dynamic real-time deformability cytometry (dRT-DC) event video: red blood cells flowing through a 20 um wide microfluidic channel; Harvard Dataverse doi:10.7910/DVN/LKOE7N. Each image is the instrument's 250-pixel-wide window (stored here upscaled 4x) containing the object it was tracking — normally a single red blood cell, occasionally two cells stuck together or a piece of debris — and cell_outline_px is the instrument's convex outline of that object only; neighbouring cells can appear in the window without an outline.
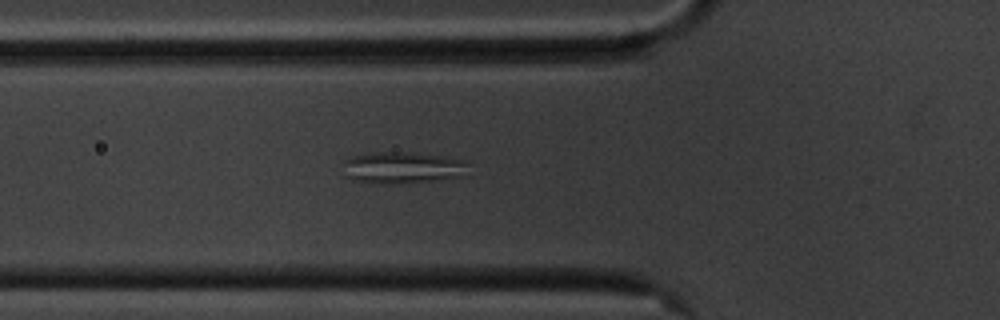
{"species": "common noctule bat (a hibernating species)", "species_latin": "Nyctalus noctula", "temperature_condition": "cold", "stored_images_in_passage": 56, "camera_frame_rate_fps": 3000, "um_per_image_px": 0.085, "animal": {"sex": "male", "body_mass_g": 20.1, "forearm_length_mm": 53.5}, "frame": {"image": 1, "passage_image": 19, "time_ms": 6.0, "image_size_px": [1000, 320], "cell_outline_px": [[468, 160], [464, 176], [432, 180], [392, 184], [380, 184], [356, 180], [344, 176], [344, 160], [352, 156], [372, 152], [412, 152], [444, 156]], "centroid_in_image_um": [34.2, 14.23], "position_along_channel_um": 91.6, "area_um2": 23.24}}
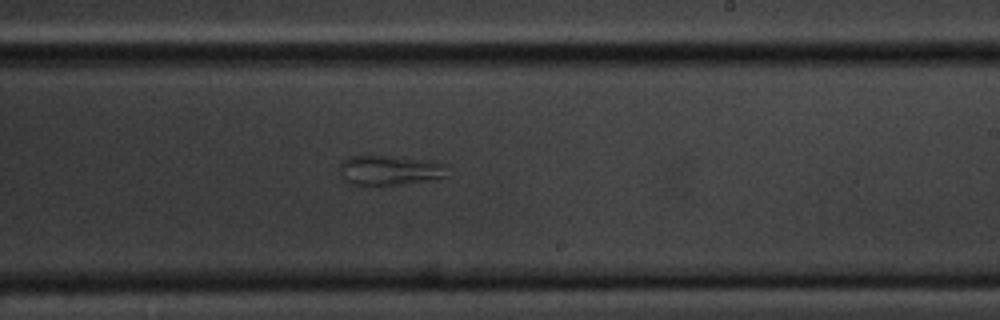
{"frame": {"image": 2, "passage_image": 33, "time_ms": 10.667, "image_size_px": [1000, 320], "cell_outline_px": [[448, 164], [444, 176], [428, 180], [396, 184], [348, 184], [344, 180], [340, 172], [340, 160], [348, 156], [384, 156], [436, 160]], "centroid_in_image_um": [33.1, 14.44], "position_along_channel_um": 255.9, "area_um2": 18.61}}
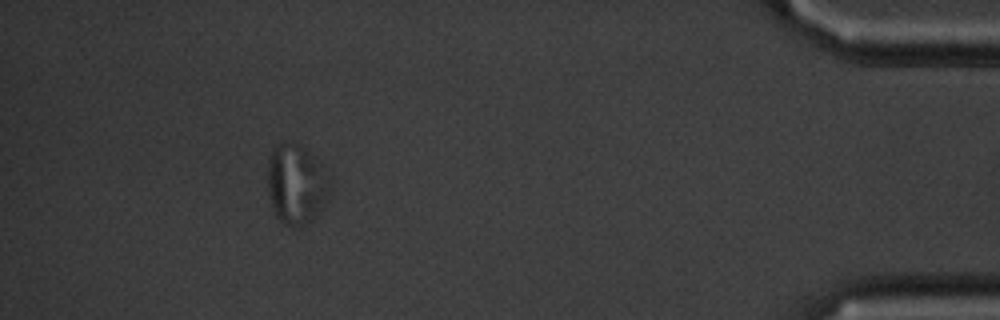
{"frame": {"image": 3, "passage_image": 51, "time_ms": 16.667, "image_size_px": [1000, 320], "cell_outline_px": [[320, 208], [308, 220], [292, 228], [280, 220], [276, 216], [268, 192], [268, 160], [276, 144], [280, 140], [300, 144], [312, 156], [320, 168]], "centroid_in_image_um": [24.95, 15.59], "position_along_channel_um": 410.3, "area_um2": 26.18}}